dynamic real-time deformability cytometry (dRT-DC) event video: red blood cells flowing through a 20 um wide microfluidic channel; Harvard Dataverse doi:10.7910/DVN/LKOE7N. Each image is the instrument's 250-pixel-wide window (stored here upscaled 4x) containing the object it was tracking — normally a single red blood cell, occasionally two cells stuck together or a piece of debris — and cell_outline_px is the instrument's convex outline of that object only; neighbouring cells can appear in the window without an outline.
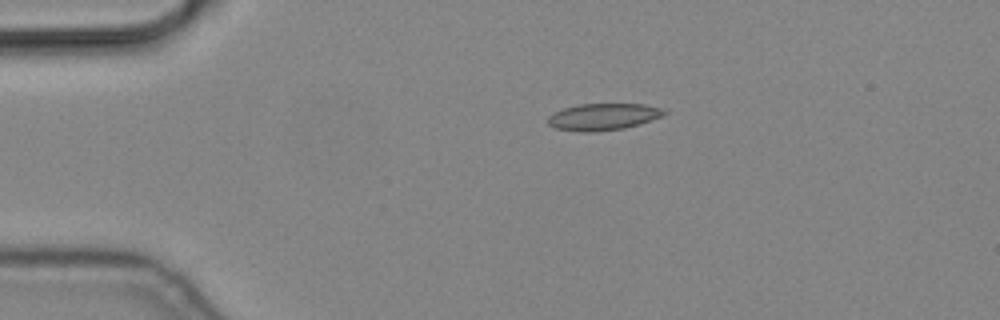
{"species": "common noctule bat (a hibernating species)", "species_latin": "Nyctalus noctula", "temperature_condition": "cold", "stored_images_in_passage": 6, "camera_frame_rate_fps": 3000, "um_per_image_px": 0.085, "animal": {"sex": "male", "body_mass_g": 19.2, "forearm_length_mm": 51.8}, "frame": {"image": 1, "passage_image": 4, "time_ms": 1.0, "image_size_px": [1000, 320], "cell_outline_px": [[668, 112], [664, 116], [640, 124], [624, 128], [592, 132], [580, 132], [556, 128], [548, 124], [548, 116], [564, 108], [580, 104], [644, 104], [664, 108]], "centroid_in_image_um": [51.33, 9.92], "position_along_channel_um": 33.7, "area_um2": 18.21}}
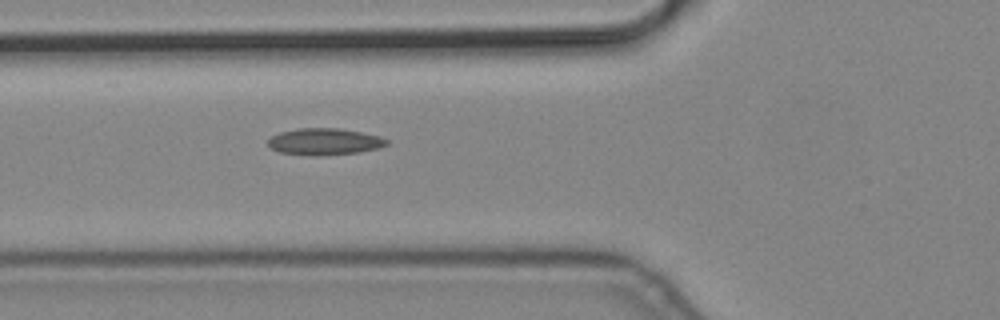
{"frame": {"image": 2, "passage_image": 6, "time_ms": 1.667, "image_size_px": [1000, 320], "cell_outline_px": [[388, 144], [380, 148], [360, 152], [280, 152], [272, 148], [268, 144], [268, 140], [272, 136], [280, 132], [296, 128], [340, 128], [380, 136], [388, 140]], "centroid_in_image_um": [27.64, 11.97], "position_along_channel_um": 98.2, "area_um2": 17.28}}